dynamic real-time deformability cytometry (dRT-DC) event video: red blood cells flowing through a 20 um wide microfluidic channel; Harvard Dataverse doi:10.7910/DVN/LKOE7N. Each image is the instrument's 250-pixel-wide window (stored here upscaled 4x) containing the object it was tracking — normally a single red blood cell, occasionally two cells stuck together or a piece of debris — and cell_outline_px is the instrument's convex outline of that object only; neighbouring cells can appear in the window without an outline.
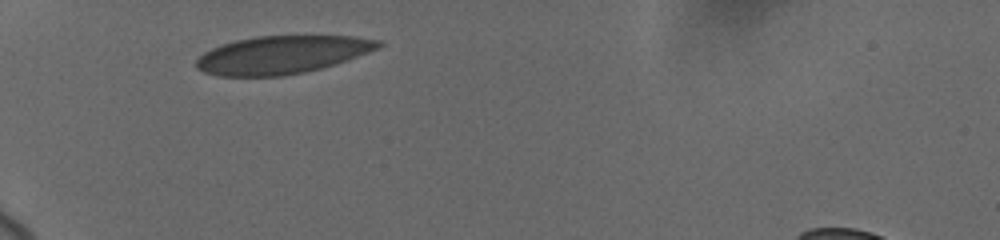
{"species": "human", "species_latin": "Homo sapiens", "temperature_condition": "cold", "stored_images_in_passage": 11, "camera_frame_rate_fps": 3000, "um_per_image_px": 0.085, "donor": {"sex": "female"}, "frame": {"image": 1, "passage_image": 1, "time_ms": 0.0, "image_size_px": [1000, 240], "cell_outline_px": [[384, 44], [380, 48], [348, 60], [336, 64], [304, 72], [280, 76], [220, 76], [204, 72], [196, 68], [196, 60], [204, 52], [212, 48], [236, 40], [256, 36], [352, 36], [384, 40]], "centroid_in_image_um": [24.02, 4.65], "position_along_channel_um": 61.0, "area_um2": 40.29}}
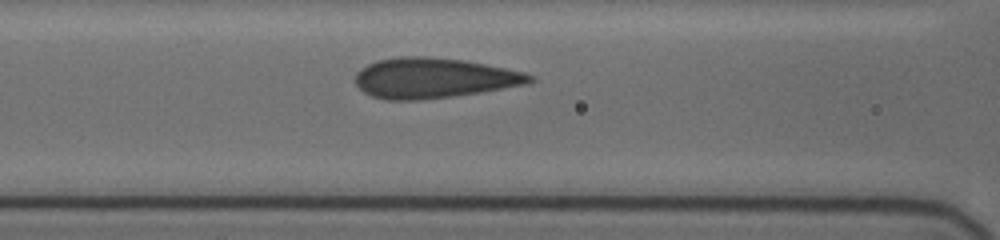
{"frame": {"image": 2, "passage_image": 8, "time_ms": 2.333, "image_size_px": [1000, 240], "cell_outline_px": [[536, 80], [524, 84], [480, 92], [420, 100], [388, 100], [372, 96], [364, 92], [356, 84], [356, 72], [360, 68], [376, 60], [396, 56], [428, 56], [464, 60], [524, 72], [532, 76]], "centroid_in_image_um": [36.81, 6.62], "position_along_channel_um": 129.8, "area_um2": 40.69}}
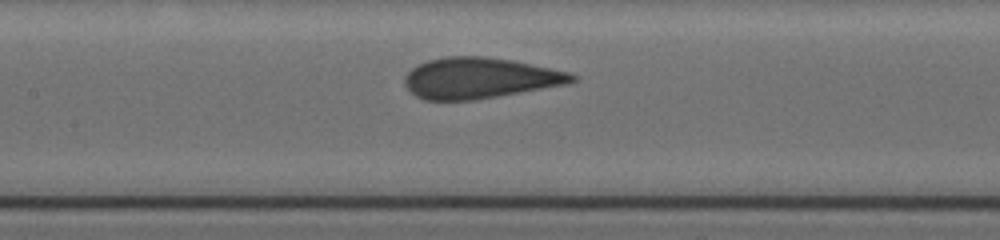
{"frame": {"image": 3, "passage_image": 11, "time_ms": 3.333, "image_size_px": [1000, 240], "cell_outline_px": [[576, 80], [568, 84], [472, 100], [424, 100], [416, 96], [404, 84], [404, 76], [412, 68], [428, 60], [444, 56], [484, 56], [512, 60], [572, 72], [576, 76]], "centroid_in_image_um": [40.78, 6.62], "position_along_channel_um": 166.6, "area_um2": 39.77}}